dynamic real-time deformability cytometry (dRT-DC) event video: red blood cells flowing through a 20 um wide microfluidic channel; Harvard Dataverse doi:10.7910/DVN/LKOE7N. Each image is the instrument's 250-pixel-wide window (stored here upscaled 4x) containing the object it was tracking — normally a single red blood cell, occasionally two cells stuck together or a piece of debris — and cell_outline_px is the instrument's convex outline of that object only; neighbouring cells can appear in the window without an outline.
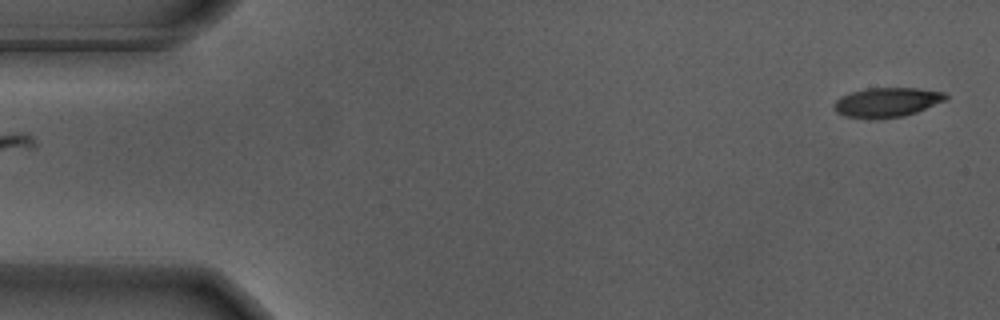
{"species": "Egyptian fruit bat (a non-hibernating species)", "species_latin": "Rousettus aegyptiacus", "temperature_condition": "warm", "stored_images_in_passage": 10, "camera_frame_rate_fps": 3000, "um_per_image_px": 0.085, "animal": {"sex": "male"}, "frame": {"image": 1, "passage_image": 1, "time_ms": 0.0, "image_size_px": [1000, 320], "cell_outline_px": [[948, 100], [916, 112], [904, 116], [872, 120], [844, 116], [836, 112], [832, 104], [840, 96], [852, 92], [868, 88], [916, 88], [944, 92], [948, 96]], "centroid_in_image_um": [75.37, 8.71], "position_along_channel_um": 9.6, "area_um2": 19.48}}